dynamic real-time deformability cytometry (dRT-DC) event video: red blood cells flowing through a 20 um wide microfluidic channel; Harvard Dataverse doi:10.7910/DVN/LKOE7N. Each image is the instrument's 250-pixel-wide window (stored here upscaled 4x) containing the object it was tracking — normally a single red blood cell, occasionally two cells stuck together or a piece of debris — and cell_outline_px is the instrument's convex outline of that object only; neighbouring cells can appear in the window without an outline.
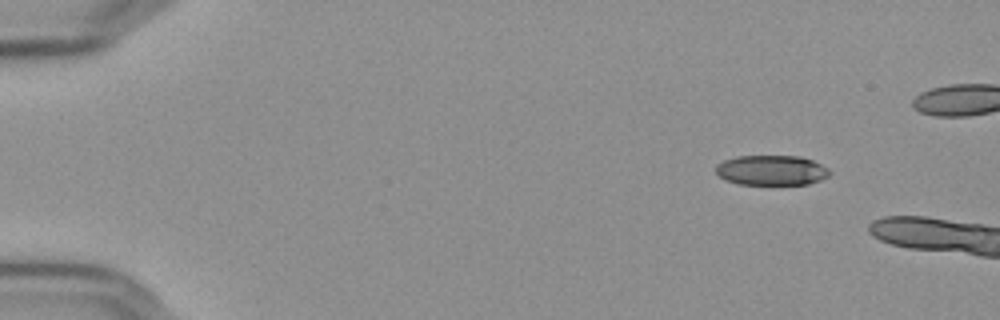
{"species": "Egyptian fruit bat (a non-hibernating species)", "species_latin": "Rousettus aegyptiacus", "temperature_condition": "cold", "stored_images_in_passage": 17, "camera_frame_rate_fps": 3000, "um_per_image_px": 0.085, "frame": {"image": 1, "passage_image": 6, "time_ms": 1.667, "image_size_px": [1000, 320], "cell_outline_px": [[832, 172], [828, 176], [820, 180], [808, 184], [740, 184], [724, 180], [716, 172], [716, 164], [724, 160], [736, 156], [800, 156], [812, 160], [828, 168]], "centroid_in_image_um": [65.57, 14.47], "position_along_channel_um": 19.4, "area_um2": 19.94}}